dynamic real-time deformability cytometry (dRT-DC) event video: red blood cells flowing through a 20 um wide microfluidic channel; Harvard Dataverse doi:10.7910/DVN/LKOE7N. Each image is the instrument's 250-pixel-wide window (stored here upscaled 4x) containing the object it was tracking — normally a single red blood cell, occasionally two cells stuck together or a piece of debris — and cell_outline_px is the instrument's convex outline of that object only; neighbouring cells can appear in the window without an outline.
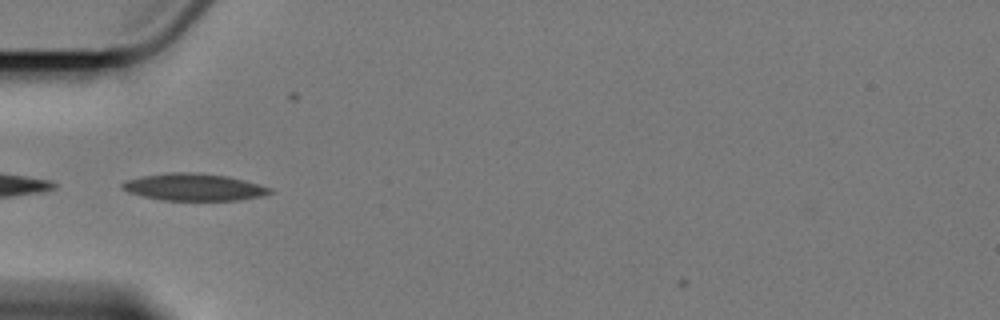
{"species": "Egyptian fruit bat (a non-hibernating species)", "species_latin": "Rousettus aegyptiacus", "temperature_condition": "cold", "stored_images_in_passage": 6, "camera_frame_rate_fps": 3000, "um_per_image_px": 0.085, "animal": {"sex": "female"}, "frame": {"image": 1, "passage_image": 6, "time_ms": 6.0, "image_size_px": [1000, 320], "cell_outline_px": [[276, 192], [264, 196], [236, 200], [164, 200], [144, 196], [128, 192], [120, 188], [120, 184], [128, 180], [140, 176], [168, 172], [196, 172], [228, 176], [260, 184], [272, 188]], "centroid_in_image_um": [16.52, 15.9], "position_along_channel_um": 68.5, "area_um2": 23.52}}